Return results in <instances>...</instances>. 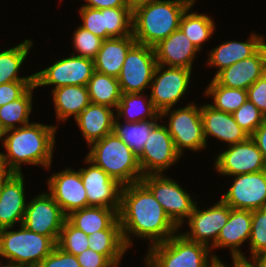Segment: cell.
I'll return each mask as SVG.
<instances>
[{"instance_id":"obj_1","label":"cell","mask_w":266,"mask_h":267,"mask_svg":"<svg viewBox=\"0 0 266 267\" xmlns=\"http://www.w3.org/2000/svg\"><path fill=\"white\" fill-rule=\"evenodd\" d=\"M118 220L127 248L132 243L129 234L149 239L153 246L167 241L179 229L141 181L122 186Z\"/></svg>"},{"instance_id":"obj_2","label":"cell","mask_w":266,"mask_h":267,"mask_svg":"<svg viewBox=\"0 0 266 267\" xmlns=\"http://www.w3.org/2000/svg\"><path fill=\"white\" fill-rule=\"evenodd\" d=\"M56 129L52 125L30 123L5 131L8 136L3 139V143L7 153H0L3 170L20 174L22 163L42 165L49 169Z\"/></svg>"},{"instance_id":"obj_3","label":"cell","mask_w":266,"mask_h":267,"mask_svg":"<svg viewBox=\"0 0 266 267\" xmlns=\"http://www.w3.org/2000/svg\"><path fill=\"white\" fill-rule=\"evenodd\" d=\"M195 0H154L132 11L136 43L154 47L179 29L183 13Z\"/></svg>"},{"instance_id":"obj_4","label":"cell","mask_w":266,"mask_h":267,"mask_svg":"<svg viewBox=\"0 0 266 267\" xmlns=\"http://www.w3.org/2000/svg\"><path fill=\"white\" fill-rule=\"evenodd\" d=\"M93 144V145H92ZM86 158L103 169L120 185L125 186L141 181L138 157L114 132L95 141Z\"/></svg>"},{"instance_id":"obj_5","label":"cell","mask_w":266,"mask_h":267,"mask_svg":"<svg viewBox=\"0 0 266 267\" xmlns=\"http://www.w3.org/2000/svg\"><path fill=\"white\" fill-rule=\"evenodd\" d=\"M209 249L183 234H176L163 243L150 246L144 260L151 267H214L220 259L211 255V260H208Z\"/></svg>"},{"instance_id":"obj_6","label":"cell","mask_w":266,"mask_h":267,"mask_svg":"<svg viewBox=\"0 0 266 267\" xmlns=\"http://www.w3.org/2000/svg\"><path fill=\"white\" fill-rule=\"evenodd\" d=\"M8 230L0 229V257L11 265L37 267L56 246L50 237L30 231L23 224L18 231Z\"/></svg>"},{"instance_id":"obj_7","label":"cell","mask_w":266,"mask_h":267,"mask_svg":"<svg viewBox=\"0 0 266 267\" xmlns=\"http://www.w3.org/2000/svg\"><path fill=\"white\" fill-rule=\"evenodd\" d=\"M141 182L152 192L169 218L180 228L185 218H189L197 202L174 180L163 174H147Z\"/></svg>"},{"instance_id":"obj_8","label":"cell","mask_w":266,"mask_h":267,"mask_svg":"<svg viewBox=\"0 0 266 267\" xmlns=\"http://www.w3.org/2000/svg\"><path fill=\"white\" fill-rule=\"evenodd\" d=\"M163 69V65L157 64L150 85L152 87L150 100L160 112L161 119L169 115L172 107L185 94L192 71L182 67Z\"/></svg>"},{"instance_id":"obj_9","label":"cell","mask_w":266,"mask_h":267,"mask_svg":"<svg viewBox=\"0 0 266 267\" xmlns=\"http://www.w3.org/2000/svg\"><path fill=\"white\" fill-rule=\"evenodd\" d=\"M156 66L154 48L135 43L129 49L117 77L121 93H141L149 87Z\"/></svg>"},{"instance_id":"obj_10","label":"cell","mask_w":266,"mask_h":267,"mask_svg":"<svg viewBox=\"0 0 266 267\" xmlns=\"http://www.w3.org/2000/svg\"><path fill=\"white\" fill-rule=\"evenodd\" d=\"M59 59L53 65L34 74L36 87L56 85L54 88L67 85L87 86L94 68L93 59L76 56Z\"/></svg>"},{"instance_id":"obj_11","label":"cell","mask_w":266,"mask_h":267,"mask_svg":"<svg viewBox=\"0 0 266 267\" xmlns=\"http://www.w3.org/2000/svg\"><path fill=\"white\" fill-rule=\"evenodd\" d=\"M169 117V126L166 127L180 155L185 148L198 151L206 147L201 107L198 108L192 103L184 108L173 110Z\"/></svg>"},{"instance_id":"obj_12","label":"cell","mask_w":266,"mask_h":267,"mask_svg":"<svg viewBox=\"0 0 266 267\" xmlns=\"http://www.w3.org/2000/svg\"><path fill=\"white\" fill-rule=\"evenodd\" d=\"M67 216L49 193L28 202L23 225L30 231L50 237L56 244Z\"/></svg>"},{"instance_id":"obj_13","label":"cell","mask_w":266,"mask_h":267,"mask_svg":"<svg viewBox=\"0 0 266 267\" xmlns=\"http://www.w3.org/2000/svg\"><path fill=\"white\" fill-rule=\"evenodd\" d=\"M180 156L166 125L157 124L152 129L138 157V163L143 176L162 174L164 170L177 162Z\"/></svg>"},{"instance_id":"obj_14","label":"cell","mask_w":266,"mask_h":267,"mask_svg":"<svg viewBox=\"0 0 266 267\" xmlns=\"http://www.w3.org/2000/svg\"><path fill=\"white\" fill-rule=\"evenodd\" d=\"M232 209L254 211L266 207V170L235 175L234 182L221 198Z\"/></svg>"},{"instance_id":"obj_15","label":"cell","mask_w":266,"mask_h":267,"mask_svg":"<svg viewBox=\"0 0 266 267\" xmlns=\"http://www.w3.org/2000/svg\"><path fill=\"white\" fill-rule=\"evenodd\" d=\"M215 167L220 174L235 176L266 170L262 153L249 136L245 141L229 146L218 155Z\"/></svg>"},{"instance_id":"obj_16","label":"cell","mask_w":266,"mask_h":267,"mask_svg":"<svg viewBox=\"0 0 266 267\" xmlns=\"http://www.w3.org/2000/svg\"><path fill=\"white\" fill-rule=\"evenodd\" d=\"M85 162L90 163V166L81 168L79 172L86 189L88 206L115 209L118 212L122 185L87 158Z\"/></svg>"},{"instance_id":"obj_17","label":"cell","mask_w":266,"mask_h":267,"mask_svg":"<svg viewBox=\"0 0 266 267\" xmlns=\"http://www.w3.org/2000/svg\"><path fill=\"white\" fill-rule=\"evenodd\" d=\"M230 210L231 207L221 199L203 211L198 210L195 206L193 213L188 218L190 231L183 235L191 241L214 248L221 229L228 221ZM210 239L213 240L211 244H209Z\"/></svg>"},{"instance_id":"obj_18","label":"cell","mask_w":266,"mask_h":267,"mask_svg":"<svg viewBox=\"0 0 266 267\" xmlns=\"http://www.w3.org/2000/svg\"><path fill=\"white\" fill-rule=\"evenodd\" d=\"M50 195L67 216L71 212L88 207L86 189L79 171L66 169L53 174L48 180Z\"/></svg>"},{"instance_id":"obj_19","label":"cell","mask_w":266,"mask_h":267,"mask_svg":"<svg viewBox=\"0 0 266 267\" xmlns=\"http://www.w3.org/2000/svg\"><path fill=\"white\" fill-rule=\"evenodd\" d=\"M23 179L22 173L4 172L1 175L0 229H11L16 222L23 223L27 207Z\"/></svg>"},{"instance_id":"obj_20","label":"cell","mask_w":266,"mask_h":267,"mask_svg":"<svg viewBox=\"0 0 266 267\" xmlns=\"http://www.w3.org/2000/svg\"><path fill=\"white\" fill-rule=\"evenodd\" d=\"M266 73V43L251 57L220 71L213 77L220 85L247 90Z\"/></svg>"},{"instance_id":"obj_21","label":"cell","mask_w":266,"mask_h":267,"mask_svg":"<svg viewBox=\"0 0 266 267\" xmlns=\"http://www.w3.org/2000/svg\"><path fill=\"white\" fill-rule=\"evenodd\" d=\"M205 142L211 135L233 145L245 141L249 135L236 123L232 113L215 109L211 104L201 106Z\"/></svg>"},{"instance_id":"obj_22","label":"cell","mask_w":266,"mask_h":267,"mask_svg":"<svg viewBox=\"0 0 266 267\" xmlns=\"http://www.w3.org/2000/svg\"><path fill=\"white\" fill-rule=\"evenodd\" d=\"M153 48L158 65L182 67L190 70H192L194 56L199 51L180 29H177Z\"/></svg>"},{"instance_id":"obj_23","label":"cell","mask_w":266,"mask_h":267,"mask_svg":"<svg viewBox=\"0 0 266 267\" xmlns=\"http://www.w3.org/2000/svg\"><path fill=\"white\" fill-rule=\"evenodd\" d=\"M251 223L252 211L231 208L228 221L221 229L214 248L230 247L233 260L248 261L238 246L250 240Z\"/></svg>"},{"instance_id":"obj_24","label":"cell","mask_w":266,"mask_h":267,"mask_svg":"<svg viewBox=\"0 0 266 267\" xmlns=\"http://www.w3.org/2000/svg\"><path fill=\"white\" fill-rule=\"evenodd\" d=\"M112 108L90 103L76 118L88 145L113 132L115 115Z\"/></svg>"},{"instance_id":"obj_25","label":"cell","mask_w":266,"mask_h":267,"mask_svg":"<svg viewBox=\"0 0 266 267\" xmlns=\"http://www.w3.org/2000/svg\"><path fill=\"white\" fill-rule=\"evenodd\" d=\"M136 43L133 35L103 40L93 59L95 71L118 77L129 49Z\"/></svg>"},{"instance_id":"obj_26","label":"cell","mask_w":266,"mask_h":267,"mask_svg":"<svg viewBox=\"0 0 266 267\" xmlns=\"http://www.w3.org/2000/svg\"><path fill=\"white\" fill-rule=\"evenodd\" d=\"M263 39L252 33L246 42L228 41L211 50L208 65L219 68L214 77L223 69L254 55L265 44Z\"/></svg>"},{"instance_id":"obj_27","label":"cell","mask_w":266,"mask_h":267,"mask_svg":"<svg viewBox=\"0 0 266 267\" xmlns=\"http://www.w3.org/2000/svg\"><path fill=\"white\" fill-rule=\"evenodd\" d=\"M67 220L88 236L105 229H121L115 209L88 206L67 215Z\"/></svg>"},{"instance_id":"obj_28","label":"cell","mask_w":266,"mask_h":267,"mask_svg":"<svg viewBox=\"0 0 266 267\" xmlns=\"http://www.w3.org/2000/svg\"><path fill=\"white\" fill-rule=\"evenodd\" d=\"M52 92L55 112L59 120L65 121L71 115L76 118L91 103L87 86H61L54 88Z\"/></svg>"},{"instance_id":"obj_29","label":"cell","mask_w":266,"mask_h":267,"mask_svg":"<svg viewBox=\"0 0 266 267\" xmlns=\"http://www.w3.org/2000/svg\"><path fill=\"white\" fill-rule=\"evenodd\" d=\"M88 247L103 254L115 267L128 249L122 235V229H105L88 236Z\"/></svg>"},{"instance_id":"obj_30","label":"cell","mask_w":266,"mask_h":267,"mask_svg":"<svg viewBox=\"0 0 266 267\" xmlns=\"http://www.w3.org/2000/svg\"><path fill=\"white\" fill-rule=\"evenodd\" d=\"M143 99L140 93H122L117 105V119L125 116V122H140L161 118L160 112L154 107L153 102Z\"/></svg>"},{"instance_id":"obj_31","label":"cell","mask_w":266,"mask_h":267,"mask_svg":"<svg viewBox=\"0 0 266 267\" xmlns=\"http://www.w3.org/2000/svg\"><path fill=\"white\" fill-rule=\"evenodd\" d=\"M87 89L91 103L117 108L122 93L116 77L94 71Z\"/></svg>"},{"instance_id":"obj_32","label":"cell","mask_w":266,"mask_h":267,"mask_svg":"<svg viewBox=\"0 0 266 267\" xmlns=\"http://www.w3.org/2000/svg\"><path fill=\"white\" fill-rule=\"evenodd\" d=\"M32 43L26 39L21 44L0 52V85L8 82H34V74L28 77H18L17 74Z\"/></svg>"},{"instance_id":"obj_33","label":"cell","mask_w":266,"mask_h":267,"mask_svg":"<svg viewBox=\"0 0 266 267\" xmlns=\"http://www.w3.org/2000/svg\"><path fill=\"white\" fill-rule=\"evenodd\" d=\"M157 124V119H150L140 122H125L122 125L115 118L113 132L139 157L152 129Z\"/></svg>"},{"instance_id":"obj_34","label":"cell","mask_w":266,"mask_h":267,"mask_svg":"<svg viewBox=\"0 0 266 267\" xmlns=\"http://www.w3.org/2000/svg\"><path fill=\"white\" fill-rule=\"evenodd\" d=\"M192 6L193 4L183 13L180 19L179 29L191 41L195 48L200 51L201 44H204L207 39H210L209 37L214 33L215 24L205 14L188 13Z\"/></svg>"},{"instance_id":"obj_35","label":"cell","mask_w":266,"mask_h":267,"mask_svg":"<svg viewBox=\"0 0 266 267\" xmlns=\"http://www.w3.org/2000/svg\"><path fill=\"white\" fill-rule=\"evenodd\" d=\"M34 88H36L35 84L17 100L0 107V125L5 131L15 129L16 123H20V127L30 124L29 115L32 111V90Z\"/></svg>"},{"instance_id":"obj_36","label":"cell","mask_w":266,"mask_h":267,"mask_svg":"<svg viewBox=\"0 0 266 267\" xmlns=\"http://www.w3.org/2000/svg\"><path fill=\"white\" fill-rule=\"evenodd\" d=\"M205 95L213 97L212 107L227 113H233L247 100V90L224 87L214 78L206 88Z\"/></svg>"},{"instance_id":"obj_37","label":"cell","mask_w":266,"mask_h":267,"mask_svg":"<svg viewBox=\"0 0 266 267\" xmlns=\"http://www.w3.org/2000/svg\"><path fill=\"white\" fill-rule=\"evenodd\" d=\"M106 39L132 35V10L128 7L106 8Z\"/></svg>"},{"instance_id":"obj_38","label":"cell","mask_w":266,"mask_h":267,"mask_svg":"<svg viewBox=\"0 0 266 267\" xmlns=\"http://www.w3.org/2000/svg\"><path fill=\"white\" fill-rule=\"evenodd\" d=\"M88 235L74 227L67 219L60 231L57 246L63 251L75 256L89 249Z\"/></svg>"},{"instance_id":"obj_39","label":"cell","mask_w":266,"mask_h":267,"mask_svg":"<svg viewBox=\"0 0 266 267\" xmlns=\"http://www.w3.org/2000/svg\"><path fill=\"white\" fill-rule=\"evenodd\" d=\"M232 115L249 136L266 120V116L248 99Z\"/></svg>"},{"instance_id":"obj_40","label":"cell","mask_w":266,"mask_h":267,"mask_svg":"<svg viewBox=\"0 0 266 267\" xmlns=\"http://www.w3.org/2000/svg\"><path fill=\"white\" fill-rule=\"evenodd\" d=\"M249 241L251 258L266 250V207L252 211Z\"/></svg>"},{"instance_id":"obj_41","label":"cell","mask_w":266,"mask_h":267,"mask_svg":"<svg viewBox=\"0 0 266 267\" xmlns=\"http://www.w3.org/2000/svg\"><path fill=\"white\" fill-rule=\"evenodd\" d=\"M103 43V39L79 26L73 35V46L80 57L94 59Z\"/></svg>"},{"instance_id":"obj_42","label":"cell","mask_w":266,"mask_h":267,"mask_svg":"<svg viewBox=\"0 0 266 267\" xmlns=\"http://www.w3.org/2000/svg\"><path fill=\"white\" fill-rule=\"evenodd\" d=\"M80 15L83 20L81 27L103 40L106 39L105 9L82 6Z\"/></svg>"},{"instance_id":"obj_43","label":"cell","mask_w":266,"mask_h":267,"mask_svg":"<svg viewBox=\"0 0 266 267\" xmlns=\"http://www.w3.org/2000/svg\"><path fill=\"white\" fill-rule=\"evenodd\" d=\"M37 267H81L77 257L60 249L57 245Z\"/></svg>"},{"instance_id":"obj_44","label":"cell","mask_w":266,"mask_h":267,"mask_svg":"<svg viewBox=\"0 0 266 267\" xmlns=\"http://www.w3.org/2000/svg\"><path fill=\"white\" fill-rule=\"evenodd\" d=\"M34 82H8L0 85V107L20 98Z\"/></svg>"},{"instance_id":"obj_45","label":"cell","mask_w":266,"mask_h":267,"mask_svg":"<svg viewBox=\"0 0 266 267\" xmlns=\"http://www.w3.org/2000/svg\"><path fill=\"white\" fill-rule=\"evenodd\" d=\"M247 99L266 116V73L247 89Z\"/></svg>"},{"instance_id":"obj_46","label":"cell","mask_w":266,"mask_h":267,"mask_svg":"<svg viewBox=\"0 0 266 267\" xmlns=\"http://www.w3.org/2000/svg\"><path fill=\"white\" fill-rule=\"evenodd\" d=\"M76 257L81 267H115L103 254L90 248Z\"/></svg>"},{"instance_id":"obj_47","label":"cell","mask_w":266,"mask_h":267,"mask_svg":"<svg viewBox=\"0 0 266 267\" xmlns=\"http://www.w3.org/2000/svg\"><path fill=\"white\" fill-rule=\"evenodd\" d=\"M256 143L259 151L262 153L266 165V120L250 136Z\"/></svg>"},{"instance_id":"obj_48","label":"cell","mask_w":266,"mask_h":267,"mask_svg":"<svg viewBox=\"0 0 266 267\" xmlns=\"http://www.w3.org/2000/svg\"><path fill=\"white\" fill-rule=\"evenodd\" d=\"M88 4L84 7L96 9L128 7L125 0H85Z\"/></svg>"},{"instance_id":"obj_49","label":"cell","mask_w":266,"mask_h":267,"mask_svg":"<svg viewBox=\"0 0 266 267\" xmlns=\"http://www.w3.org/2000/svg\"><path fill=\"white\" fill-rule=\"evenodd\" d=\"M252 260L255 267H266V250L257 254Z\"/></svg>"},{"instance_id":"obj_50","label":"cell","mask_w":266,"mask_h":267,"mask_svg":"<svg viewBox=\"0 0 266 267\" xmlns=\"http://www.w3.org/2000/svg\"><path fill=\"white\" fill-rule=\"evenodd\" d=\"M125 1L128 8H130L133 11L138 6L148 4L150 2H153L154 0H125Z\"/></svg>"},{"instance_id":"obj_51","label":"cell","mask_w":266,"mask_h":267,"mask_svg":"<svg viewBox=\"0 0 266 267\" xmlns=\"http://www.w3.org/2000/svg\"><path fill=\"white\" fill-rule=\"evenodd\" d=\"M233 267H255L250 261L233 260Z\"/></svg>"},{"instance_id":"obj_52","label":"cell","mask_w":266,"mask_h":267,"mask_svg":"<svg viewBox=\"0 0 266 267\" xmlns=\"http://www.w3.org/2000/svg\"><path fill=\"white\" fill-rule=\"evenodd\" d=\"M3 136H5V130L0 125V140L2 139Z\"/></svg>"},{"instance_id":"obj_53","label":"cell","mask_w":266,"mask_h":267,"mask_svg":"<svg viewBox=\"0 0 266 267\" xmlns=\"http://www.w3.org/2000/svg\"><path fill=\"white\" fill-rule=\"evenodd\" d=\"M214 267H226L221 261L217 262Z\"/></svg>"},{"instance_id":"obj_54","label":"cell","mask_w":266,"mask_h":267,"mask_svg":"<svg viewBox=\"0 0 266 267\" xmlns=\"http://www.w3.org/2000/svg\"><path fill=\"white\" fill-rule=\"evenodd\" d=\"M5 171L3 170L2 163H1V156H0V176L4 173Z\"/></svg>"},{"instance_id":"obj_55","label":"cell","mask_w":266,"mask_h":267,"mask_svg":"<svg viewBox=\"0 0 266 267\" xmlns=\"http://www.w3.org/2000/svg\"><path fill=\"white\" fill-rule=\"evenodd\" d=\"M1 267H17L16 265H11V264H8V265H5V266H1Z\"/></svg>"}]
</instances>
